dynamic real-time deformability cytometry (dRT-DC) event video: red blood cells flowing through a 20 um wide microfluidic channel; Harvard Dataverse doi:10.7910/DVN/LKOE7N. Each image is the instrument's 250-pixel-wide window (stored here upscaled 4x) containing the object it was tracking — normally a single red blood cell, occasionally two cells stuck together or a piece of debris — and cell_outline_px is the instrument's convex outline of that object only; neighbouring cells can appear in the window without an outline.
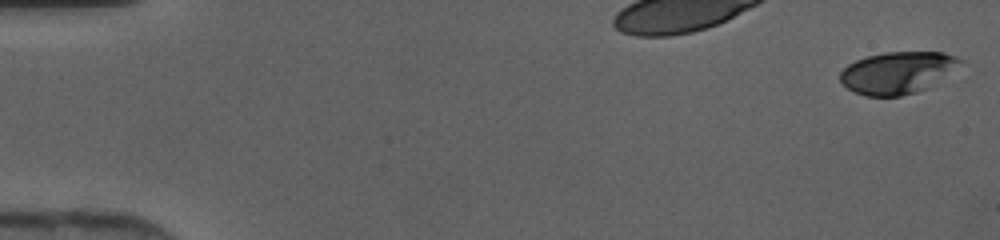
{"species": "human", "species_latin": "Homo sapiens", "temperature_condition": "cold", "stored_images_in_passage": 46, "camera_frame_rate_fps": 3000, "um_per_image_px": 0.085, "donor": {"sex": "female"}, "frame": {"image": 1, "passage_image": 1, "time_ms": 0.0, "image_size_px": [1000, 240], "cell_outline_px": [[964, 60], [928, 88], [916, 92], [900, 96], [864, 96], [848, 88], [840, 80], [840, 72], [848, 64], [856, 60], [868, 56], [884, 52], [944, 52], [956, 56]], "centroid_in_image_um": [76.26, 6.17], "position_along_channel_um": 8.7, "area_um2": 29.02}}
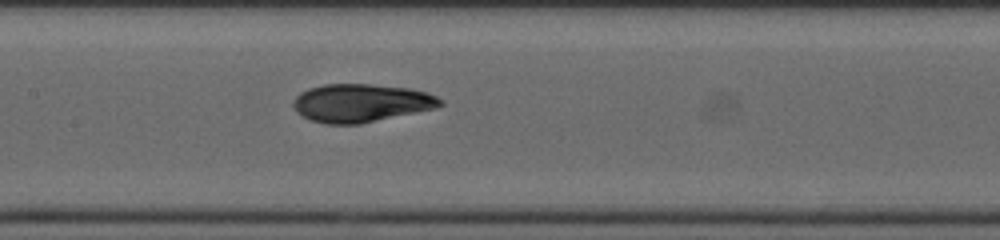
{"frame": {"image": 2, "passage_image": 23, "time_ms": 7.333, "image_size_px": [1000, 240], "cell_outline_px": [[444, 104], [436, 108], [360, 124], [324, 124], [312, 120], [296, 112], [292, 104], [292, 100], [300, 92], [308, 88], [324, 84], [372, 84], [408, 88], [428, 92], [444, 100]], "centroid_in_image_um": [30.69, 8.75], "position_along_channel_um": 176.7, "area_um2": 32.89}}
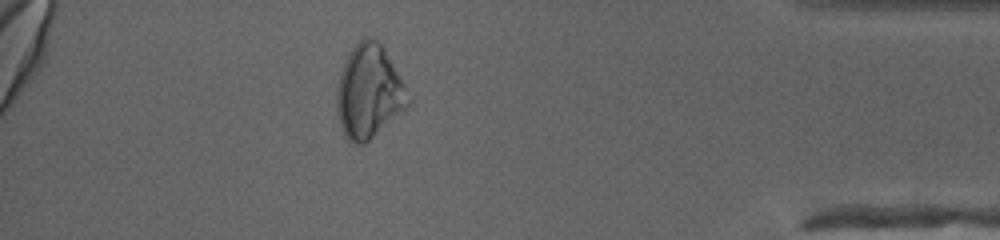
{"frame": {"image": 3, "passage_image": 41, "time_ms": 13.333, "image_size_px": [1000, 240], "cell_outline_px": [[412, 104], [364, 144], [356, 144], [348, 140], [344, 136], [340, 128], [336, 108], [336, 88], [340, 72], [348, 52], [364, 36], [368, 36], [376, 40], [380, 44], [404, 84], [412, 100]], "centroid_in_image_um": [31.33, 7.83], "position_along_channel_um": 403.9, "area_um2": 38.9}}